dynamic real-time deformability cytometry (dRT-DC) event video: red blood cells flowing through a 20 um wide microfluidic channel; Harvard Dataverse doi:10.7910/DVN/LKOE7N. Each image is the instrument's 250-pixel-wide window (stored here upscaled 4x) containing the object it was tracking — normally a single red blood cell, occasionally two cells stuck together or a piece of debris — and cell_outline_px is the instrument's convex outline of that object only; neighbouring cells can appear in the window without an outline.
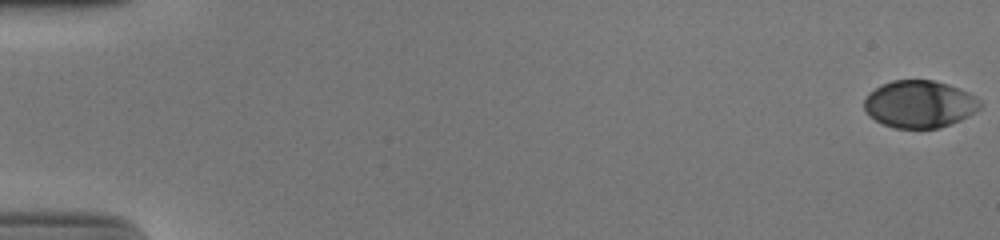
{"species": "human", "species_latin": "Homo sapiens", "temperature_condition": "cold", "stored_images_in_passage": 55, "camera_frame_rate_fps": 3000, "um_per_image_px": 0.085, "donor": {"sex": "male"}, "frame": {"image": 1, "passage_image": 1, "time_ms": 0.0, "image_size_px": [1000, 240], "cell_outline_px": [[980, 108], [968, 116], [960, 120], [940, 128], [896, 128], [884, 124], [876, 120], [864, 108], [864, 100], [876, 88], [892, 80], [932, 80], [948, 84], [968, 92], [976, 96], [980, 100]], "centroid_in_image_um": [78.19, 8.85], "position_along_channel_um": 6.8, "area_um2": 31.56}}
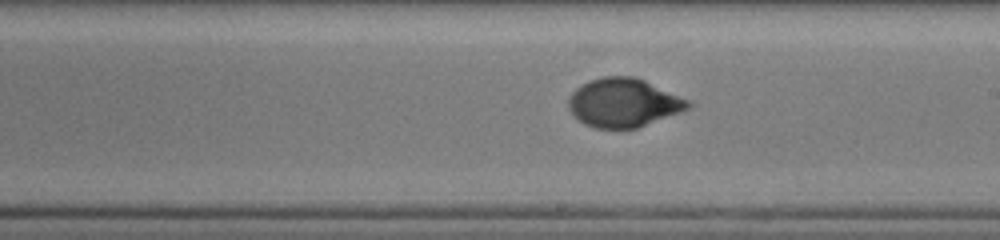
{"frame": {"image": 2, "passage_image": 33, "time_ms": 10.667, "image_size_px": [1000, 240], "cell_outline_px": [[692, 104], [688, 108], [636, 128], [596, 128], [584, 124], [568, 108], [568, 100], [572, 92], [576, 88], [588, 80], [604, 76], [632, 76], [644, 80], [688, 100]], "centroid_in_image_um": [52.95, 8.72], "position_along_channel_um": 236.1, "area_um2": 33.35}}
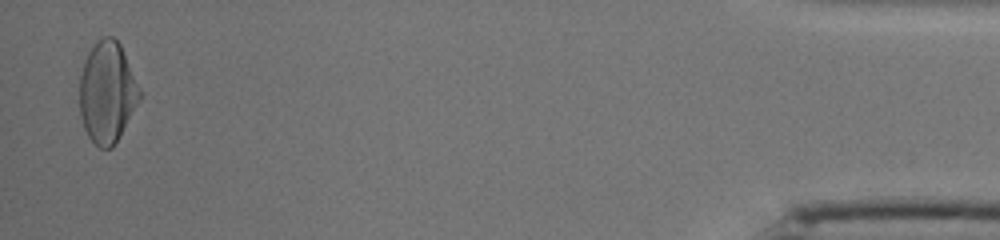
{"frame": {"image": 3, "passage_image": 54, "time_ms": 17.667, "image_size_px": [1000, 240], "cell_outline_px": [[140, 100], [112, 148], [100, 148], [88, 136], [84, 128], [80, 116], [80, 76], [84, 60], [88, 52], [104, 36], [112, 36], [120, 44], [140, 88]], "centroid_in_image_um": [9.1, 7.85], "position_along_channel_um": 426.1, "area_um2": 34.97}, "authors_computed_cell_mechanics": {"area_um2": 33.3506, "velocity_mm_per_s": 3.852, "shape_relaxation_time_tau1_ms": 4.3143, "shape_relaxation_time_tau2_ms": null, "deformation_change_tau1": 0.1795, "deformation_change_tau2": null}}